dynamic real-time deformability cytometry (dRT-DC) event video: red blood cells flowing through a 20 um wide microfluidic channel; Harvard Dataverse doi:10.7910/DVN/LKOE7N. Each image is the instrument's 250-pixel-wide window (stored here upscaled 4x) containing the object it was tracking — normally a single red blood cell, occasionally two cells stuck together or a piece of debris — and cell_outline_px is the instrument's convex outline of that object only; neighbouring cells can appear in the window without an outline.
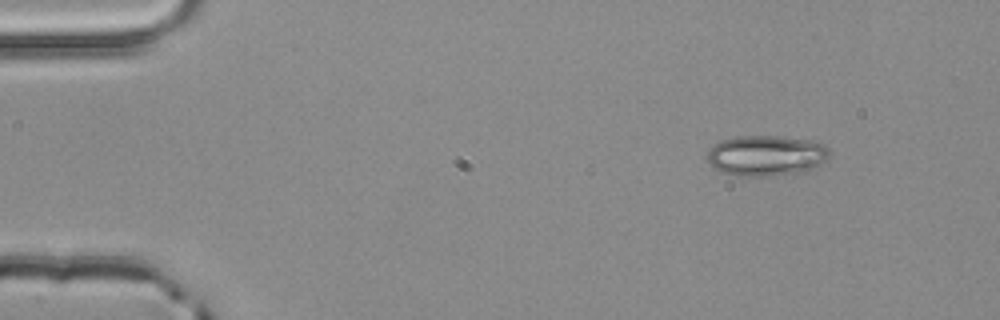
{"species": "common noctule bat (a hibernating species)", "species_latin": "Nyctalus noctula", "temperature_condition": "room temperature", "stored_images_in_passage": 3, "camera_frame_rate_fps": 3000, "um_per_image_px": 0.085, "animal": {"sex": "male", "body_mass_g": 20.4}, "frame": {"image": 1, "passage_image": 1, "time_ms": 0.0, "image_size_px": [1000, 320], "cell_outline_px": [[828, 160], [804, 172], [776, 176], [736, 176], [724, 172], [716, 168], [708, 160], [708, 148], [712, 144], [720, 140], [736, 136], [784, 136], [812, 140], [824, 144], [828, 148]], "centroid_in_image_um": [65.14, 13.21], "position_along_channel_um": 19.9, "area_um2": 29.25}}